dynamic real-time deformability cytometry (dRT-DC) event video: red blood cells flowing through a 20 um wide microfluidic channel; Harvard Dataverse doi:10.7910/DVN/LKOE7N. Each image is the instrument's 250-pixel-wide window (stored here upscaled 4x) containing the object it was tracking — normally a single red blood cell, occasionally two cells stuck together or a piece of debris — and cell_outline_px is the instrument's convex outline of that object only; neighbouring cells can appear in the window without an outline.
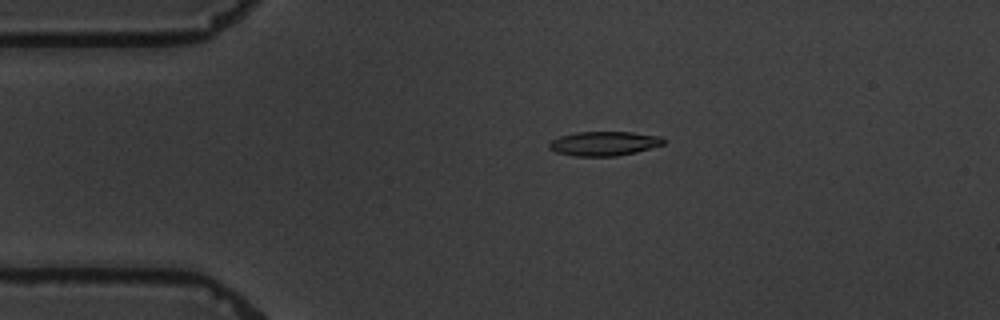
{"species": "common noctule bat (a hibernating species)", "species_latin": "Nyctalus noctula", "temperature_condition": "warm", "stored_images_in_passage": 10, "camera_frame_rate_fps": 3000, "um_per_image_px": 0.085, "animal": {"sex": "male", "body_mass_g": 19.5, "forearm_length_mm": 54.6}, "frame": {"image": 1, "passage_image": 4, "time_ms": 3.667, "image_size_px": [1000, 320], "cell_outline_px": [[664, 144], [636, 152], [616, 156], [572, 156], [556, 152], [548, 148], [548, 144], [552, 140], [560, 136], [576, 132], [632, 132], [660, 136], [664, 140]], "centroid_in_image_um": [51.31, 12.2], "position_along_channel_um": 33.7, "area_um2": 16.18}}
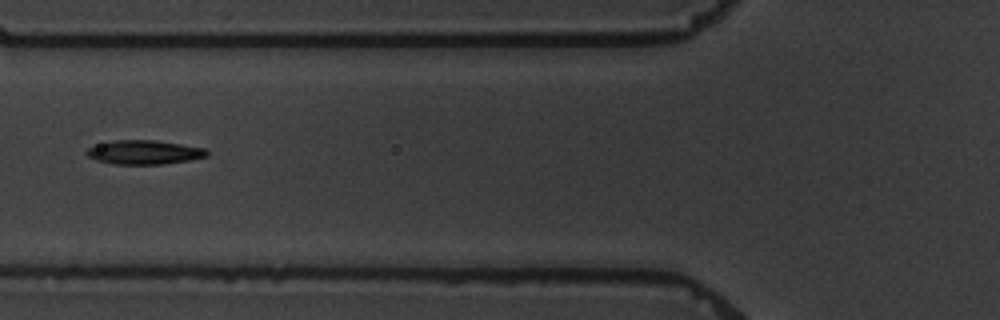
{"frame": {"image": 2, "passage_image": 7, "time_ms": 7.0, "image_size_px": [1000, 320], "cell_outline_px": [[208, 156], [188, 160], [160, 164], [112, 164], [96, 160], [88, 156], [84, 152], [88, 148], [112, 140], [156, 140], [204, 148], [208, 152]], "centroid_in_image_um": [12.23, 12.94], "position_along_channel_um": 113.6, "area_um2": 16.7}}
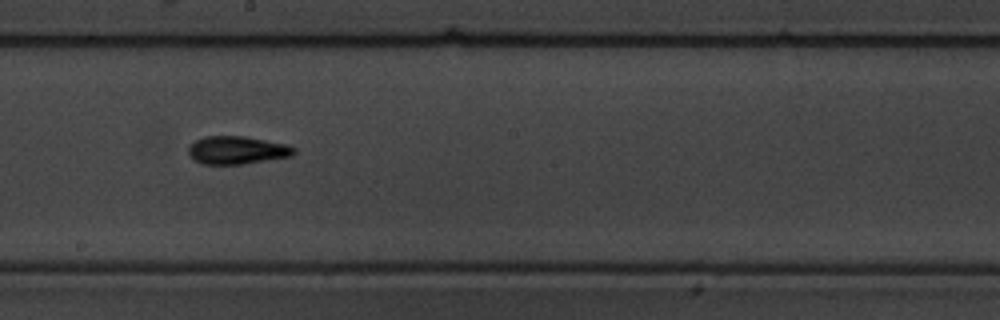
{"frame": {"image": 3, "passage_image": 10, "time_ms": 10.333, "image_size_px": [1000, 320], "cell_outline_px": [[296, 152], [292, 156], [244, 164], [204, 164], [196, 160], [188, 152], [188, 148], [196, 140], [204, 136], [244, 136], [288, 144], [296, 148]], "centroid_in_image_um": [20.2, 12.76], "position_along_channel_um": 228.0, "area_um2": 17.17}}